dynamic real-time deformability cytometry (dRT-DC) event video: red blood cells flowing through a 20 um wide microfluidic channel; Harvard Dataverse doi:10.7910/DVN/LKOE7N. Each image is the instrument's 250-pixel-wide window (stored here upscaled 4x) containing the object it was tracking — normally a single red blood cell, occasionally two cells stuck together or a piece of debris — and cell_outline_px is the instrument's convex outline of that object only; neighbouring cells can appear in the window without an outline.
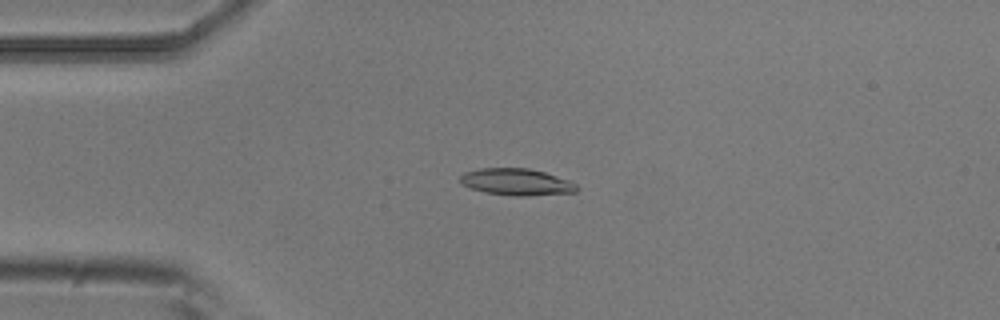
{"species": "common noctule bat (a hibernating species)", "species_latin": "Nyctalus noctula", "temperature_condition": "room temperature", "stored_images_in_passage": 5, "camera_frame_rate_fps": 3000, "um_per_image_px": 0.085, "animal": {"sex": "male", "body_mass_g": 20.5, "forearm_length_mm": 52.5}, "frame": {"image": 1, "passage_image": 4, "time_ms": 1.0, "image_size_px": [1000, 320], "cell_outline_px": [[576, 192], [528, 196], [512, 196], [484, 192], [460, 184], [460, 176], [464, 172], [480, 168], [528, 168], [544, 172], [568, 180], [576, 184]], "centroid_in_image_um": [43.86, 15.47], "position_along_channel_um": 41.1, "area_um2": 18.15}}